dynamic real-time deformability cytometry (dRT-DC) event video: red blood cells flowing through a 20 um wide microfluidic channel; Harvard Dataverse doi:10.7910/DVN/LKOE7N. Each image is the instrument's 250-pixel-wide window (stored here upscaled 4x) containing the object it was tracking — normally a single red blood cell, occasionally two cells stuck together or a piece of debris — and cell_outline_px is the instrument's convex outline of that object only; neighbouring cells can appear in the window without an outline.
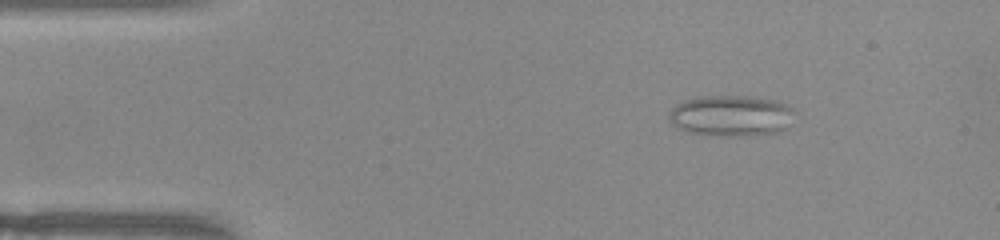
{"species": "common noctule bat (a hibernating species)", "species_latin": "Nyctalus noctula", "temperature_condition": "warm", "stored_images_in_passage": 13, "camera_frame_rate_fps": 3000, "um_per_image_px": 0.085, "animal": {"sex": "female", "body_mass_g": 22.0, "forearm_length_mm": 56.7}, "frame": {"image": 1, "passage_image": 1, "time_ms": 0.0, "image_size_px": [1000, 240], "cell_outline_px": [[792, 112], [788, 128], [776, 132], [748, 136], [716, 136], [688, 132], [676, 128], [668, 120], [668, 112], [676, 104], [688, 100], [704, 96], [748, 96], [772, 100], [788, 104], [792, 108]], "centroid_in_image_um": [62.1, 9.85], "position_along_channel_um": 22.9, "area_um2": 30.06}}
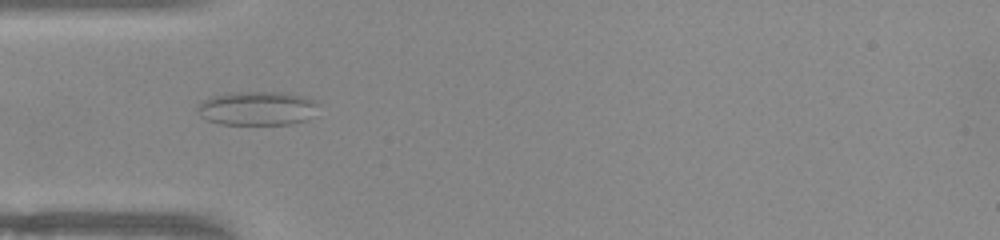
{"frame": {"image": 2, "passage_image": 9, "time_ms": 2.667, "image_size_px": [1000, 240], "cell_outline_px": [[320, 104], [308, 120], [292, 124], [220, 124], [208, 120], [200, 116], [196, 112], [196, 104], [212, 96], [236, 92], [288, 92], [304, 96]], "centroid_in_image_um": [21.85, 9.2], "position_along_channel_um": 63.1, "area_um2": 24.16}}